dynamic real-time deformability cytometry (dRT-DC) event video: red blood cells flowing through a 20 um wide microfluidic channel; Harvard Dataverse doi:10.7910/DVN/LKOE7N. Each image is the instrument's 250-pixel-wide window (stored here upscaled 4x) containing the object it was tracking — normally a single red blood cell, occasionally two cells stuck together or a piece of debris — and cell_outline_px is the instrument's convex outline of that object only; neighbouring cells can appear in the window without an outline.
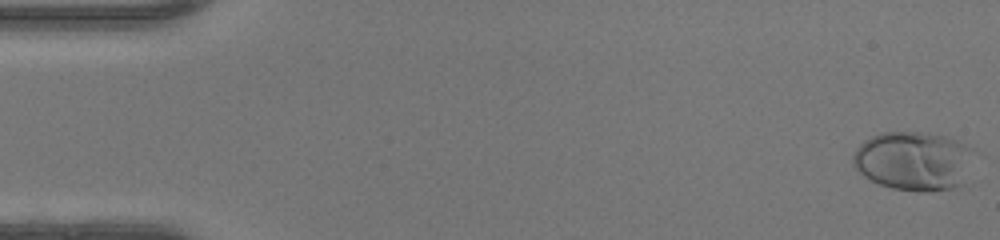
{"species": "human", "species_latin": "Homo sapiens", "temperature_condition": "warm", "stored_images_in_passage": 49, "camera_frame_rate_fps": 3000, "um_per_image_px": 0.085, "donor": {"sex": "female"}, "frame": {"image": 1, "passage_image": 1, "time_ms": 0.0, "image_size_px": [1000, 240], "cell_outline_px": [[972, 148], [960, 184], [952, 188], [928, 192], [920, 192], [892, 188], [880, 184], [864, 176], [852, 164], [852, 156], [856, 148], [864, 140], [872, 136], [884, 132], [920, 132], [944, 136], [964, 144]], "centroid_in_image_um": [77.55, 13.67], "position_along_channel_um": 7.4, "area_um2": 40.75}}
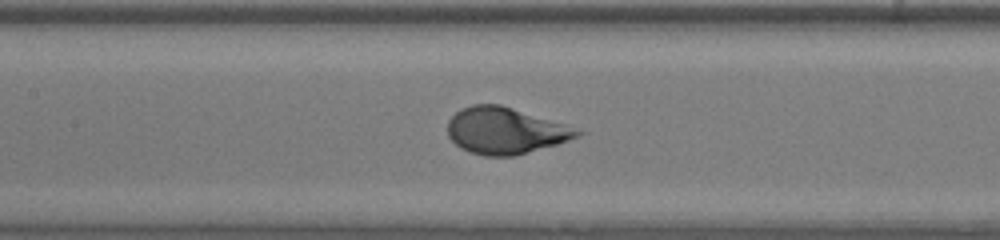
{"frame": {"image": 2, "passage_image": 23, "time_ms": 7.333, "image_size_px": [1000, 240], "cell_outline_px": [[584, 132], [568, 140], [556, 144], [516, 156], [484, 156], [468, 152], [460, 148], [448, 136], [448, 120], [460, 108], [472, 104], [500, 104], [564, 124]], "centroid_in_image_um": [42.88, 11.11], "position_along_channel_um": 164.5, "area_um2": 34.91}}
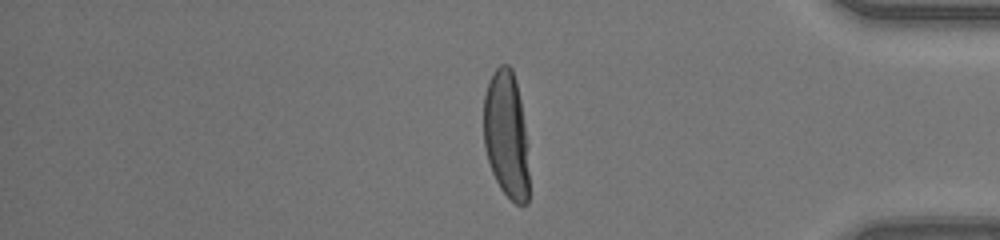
{"frame": {"image": 3, "passage_image": 41, "time_ms": 13.333, "image_size_px": [1000, 240], "cell_outline_px": [[528, 204], [516, 204], [500, 188], [492, 172], [484, 148], [484, 96], [492, 72], [500, 64], [508, 64], [512, 68], [516, 80], [520, 100], [524, 124], [528, 172]], "centroid_in_image_um": [43.02, 11.43], "position_along_channel_um": 392.2, "area_um2": 33.35}}